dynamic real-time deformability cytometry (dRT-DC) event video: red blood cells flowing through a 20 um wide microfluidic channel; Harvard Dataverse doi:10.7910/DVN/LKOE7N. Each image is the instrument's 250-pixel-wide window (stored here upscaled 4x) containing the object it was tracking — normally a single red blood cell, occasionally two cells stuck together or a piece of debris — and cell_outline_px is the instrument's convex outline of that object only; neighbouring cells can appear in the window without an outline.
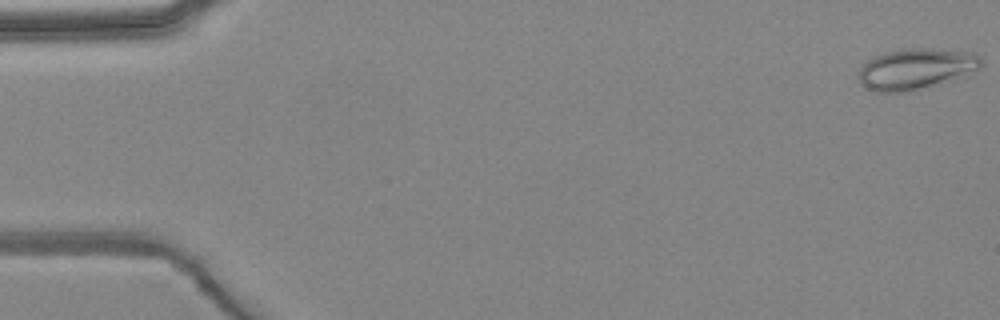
{"species": "common noctule bat (a hibernating species)", "species_latin": "Nyctalus noctula", "temperature_condition": "warm", "stored_images_in_passage": 5, "camera_frame_rate_fps": 3000, "um_per_image_px": 0.085, "animal": {"sex": "female", "body_mass_g": 24.6, "forearm_length_mm": 56.2}, "frame": {"image": 1, "passage_image": 1, "time_ms": 0.0, "image_size_px": [1000, 320], "cell_outline_px": [[984, 64], [980, 68], [908, 92], [876, 92], [860, 84], [860, 68], [868, 60], [876, 56], [888, 52], [904, 48], [928, 48], [976, 52], [980, 56]], "centroid_in_image_um": [77.84, 5.82], "position_along_channel_um": 7.2, "area_um2": 28.5}}